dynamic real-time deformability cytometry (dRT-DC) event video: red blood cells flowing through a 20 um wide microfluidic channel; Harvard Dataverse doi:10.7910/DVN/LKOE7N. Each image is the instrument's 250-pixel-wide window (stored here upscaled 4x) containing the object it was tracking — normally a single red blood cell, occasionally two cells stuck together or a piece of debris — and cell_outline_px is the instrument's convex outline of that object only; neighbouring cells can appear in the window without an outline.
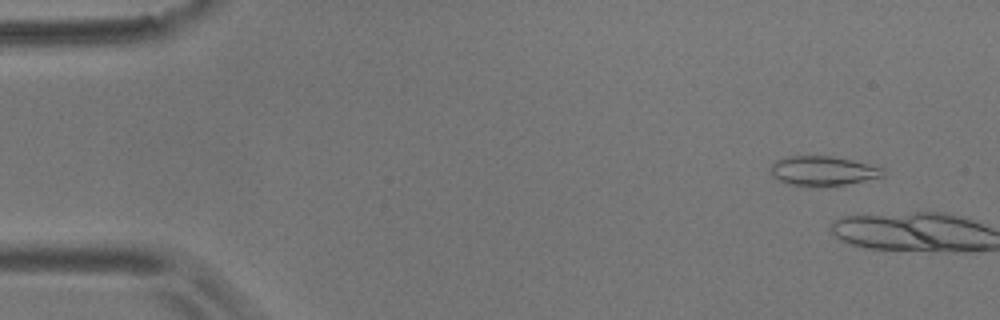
{"species": "common noctule bat (a hibernating species)", "species_latin": "Nyctalus noctula", "temperature_condition": "room temperature", "stored_images_in_passage": 2, "camera_frame_rate_fps": 3000, "um_per_image_px": 0.085, "animal": {"sex": "male", "body_mass_g": 17.9}, "frame": {"image": 1, "passage_image": 1, "time_ms": 0.0, "image_size_px": [1000, 320], "cell_outline_px": [[884, 176], [844, 184], [800, 188], [788, 184], [772, 176], [768, 168], [776, 160], [792, 156], [832, 156], [852, 160], [884, 168]], "centroid_in_image_um": [69.88, 14.54], "position_along_channel_um": 15.1, "area_um2": 19.48}}